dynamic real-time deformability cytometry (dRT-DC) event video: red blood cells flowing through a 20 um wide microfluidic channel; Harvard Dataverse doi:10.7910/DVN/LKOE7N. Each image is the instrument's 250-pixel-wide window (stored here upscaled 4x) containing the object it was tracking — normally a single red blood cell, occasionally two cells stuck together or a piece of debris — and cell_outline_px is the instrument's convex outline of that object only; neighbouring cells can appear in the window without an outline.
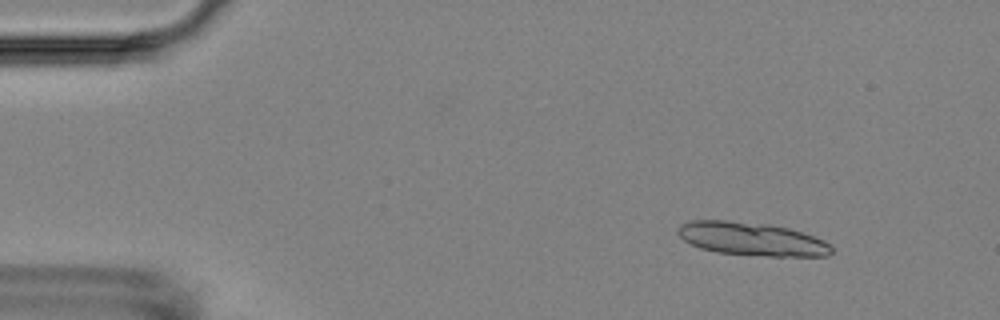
{"species": "Egyptian fruit bat (a non-hibernating species)", "species_latin": "Rousettus aegyptiacus", "temperature_condition": "room temperature", "stored_images_in_passage": 7, "segment_of_instrument_passage": [1, 2], "camera_frame_rate_fps": 3000, "um_per_image_px": 0.085, "animal": {"sex": "female"}, "frame": {"image": 1, "passage_image": 2, "time_ms": 1.333, "image_size_px": [1000, 320], "cell_outline_px": [[832, 252], [828, 256], [768, 256], [716, 252], [700, 248], [684, 240], [676, 232], [676, 228], [680, 224], [692, 220], [728, 220], [768, 224], [788, 228], [824, 240], [832, 244]], "centroid_in_image_um": [63.88, 20.3], "position_along_channel_um": 21.1, "area_um2": 29.82}}